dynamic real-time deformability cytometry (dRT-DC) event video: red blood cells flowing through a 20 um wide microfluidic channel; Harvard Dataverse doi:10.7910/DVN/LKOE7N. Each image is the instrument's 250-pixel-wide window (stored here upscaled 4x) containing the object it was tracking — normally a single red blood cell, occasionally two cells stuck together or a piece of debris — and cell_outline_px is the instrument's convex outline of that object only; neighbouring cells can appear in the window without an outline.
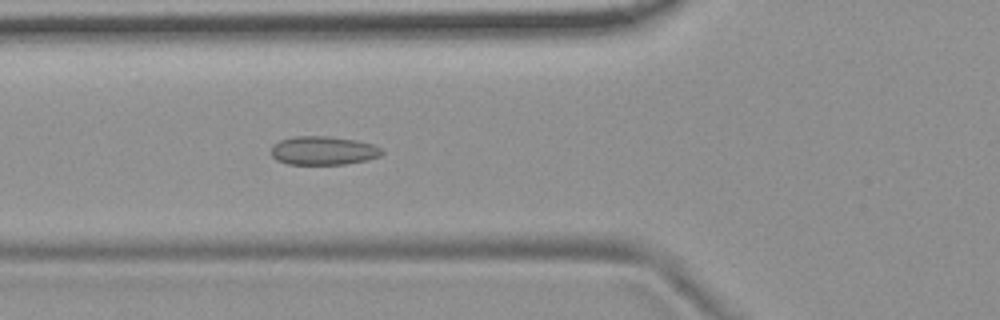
{"species": "common noctule bat (a hibernating species)", "species_latin": "Nyctalus noctula", "temperature_condition": "room temperature", "stored_images_in_passage": 6, "camera_frame_rate_fps": 3000, "um_per_image_px": 0.085, "animal": {"sex": "female", "body_mass_g": 19.9}, "frame": {"image": 1, "passage_image": 6, "time_ms": 5.667, "image_size_px": [1000, 320], "cell_outline_px": [[384, 152], [380, 156], [368, 160], [344, 164], [288, 164], [276, 160], [272, 156], [272, 144], [280, 140], [292, 136], [328, 136], [356, 140], [372, 144], [380, 148]], "centroid_in_image_um": [27.47, 12.8], "position_along_channel_um": 98.3, "area_um2": 18.55}}